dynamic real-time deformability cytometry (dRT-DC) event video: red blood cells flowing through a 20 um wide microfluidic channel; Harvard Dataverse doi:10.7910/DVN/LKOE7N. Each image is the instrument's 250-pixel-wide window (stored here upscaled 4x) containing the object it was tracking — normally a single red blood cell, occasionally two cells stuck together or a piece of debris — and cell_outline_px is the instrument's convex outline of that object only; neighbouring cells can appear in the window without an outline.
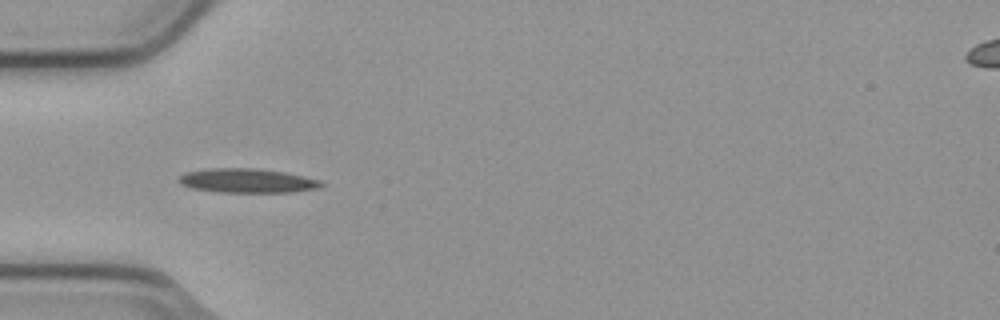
{"species": "common noctule bat (a hibernating species)", "species_latin": "Nyctalus noctula", "temperature_condition": "cold", "stored_images_in_passage": 7, "camera_frame_rate_fps": 3000, "um_per_image_px": 0.085, "animal": {"sex": "male", "body_mass_g": 23.1, "forearm_length_mm": 52.7}, "frame": {"image": 1, "passage_image": 3, "time_ms": 0.667, "image_size_px": [1000, 320], "cell_outline_px": [[324, 184], [320, 188], [292, 192], [220, 192], [192, 188], [180, 184], [176, 180], [184, 172], [208, 168], [256, 168], [288, 172], [320, 180]], "centroid_in_image_um": [21.01, 15.35], "position_along_channel_um": 64.0, "area_um2": 20.35}}
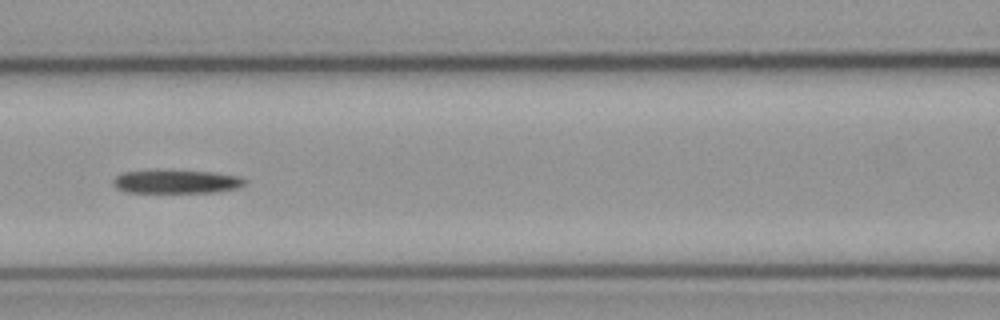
{"frame": {"image": 2, "passage_image": 5, "time_ms": 1.333, "image_size_px": [1000, 320], "cell_outline_px": [[248, 180], [244, 184], [236, 188], [216, 192], [124, 192], [116, 188], [112, 184], [112, 180], [116, 176], [124, 172], [156, 168], [212, 172], [240, 176]], "centroid_in_image_um": [14.93, 15.4], "position_along_channel_um": 151.7, "area_um2": 18.67}}
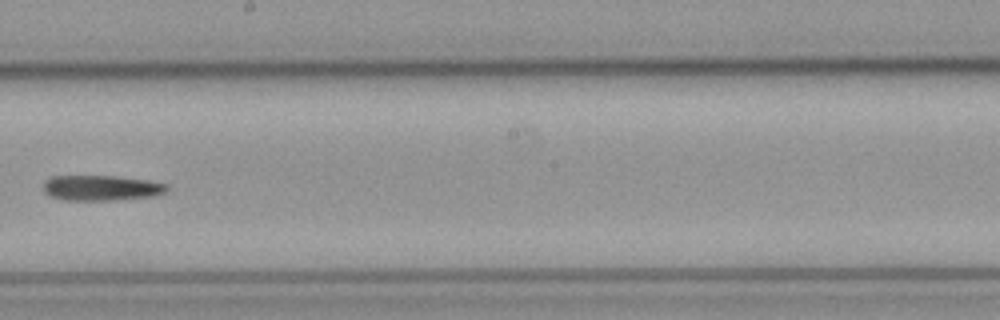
{"frame": {"image": 3, "passage_image": 7, "time_ms": 2.0, "image_size_px": [1000, 320], "cell_outline_px": [[168, 188], [164, 192], [156, 196], [112, 200], [64, 200], [48, 196], [44, 192], [44, 180], [52, 176], [116, 176], [148, 180], [168, 184]], "centroid_in_image_um": [8.59, 15.97], "position_along_channel_um": 239.6, "area_um2": 18.38}}